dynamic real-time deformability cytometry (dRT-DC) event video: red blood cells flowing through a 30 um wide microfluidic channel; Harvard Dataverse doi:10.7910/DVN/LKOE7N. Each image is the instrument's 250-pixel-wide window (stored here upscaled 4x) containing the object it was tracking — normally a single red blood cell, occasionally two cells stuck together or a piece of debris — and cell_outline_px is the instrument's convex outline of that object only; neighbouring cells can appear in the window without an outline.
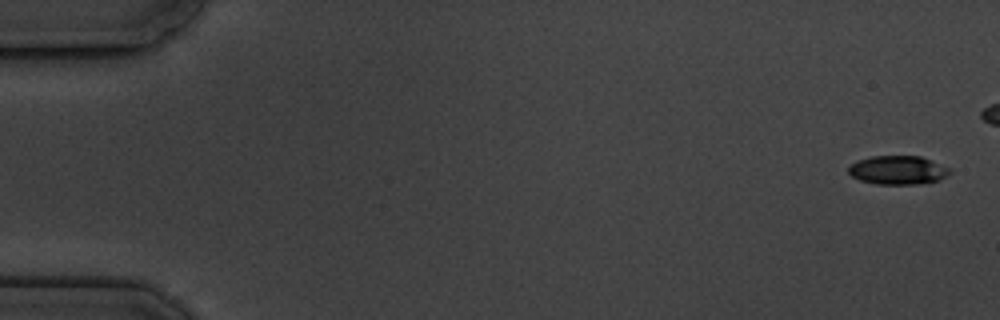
{"species": "common noctule bat (a hibernating species)", "species_latin": "Nyctalus noctula", "temperature_condition": "cold", "stored_images_in_passage": 6, "camera_frame_rate_fps": 3000, "um_per_image_px": 0.085, "animal": {"sex": "male", "body_mass_g": 19.5, "forearm_length_mm": 54.6}, "frame": {"image": 1, "passage_image": 1, "time_ms": 0.0, "image_size_px": [1000, 320], "cell_outline_px": [[952, 172], [940, 180], [920, 184], [876, 184], [860, 180], [852, 176], [848, 172], [848, 168], [856, 160], [872, 156], [920, 156], [952, 168]], "centroid_in_image_um": [76.35, 14.46], "position_along_channel_um": 8.7, "area_um2": 17.11}}